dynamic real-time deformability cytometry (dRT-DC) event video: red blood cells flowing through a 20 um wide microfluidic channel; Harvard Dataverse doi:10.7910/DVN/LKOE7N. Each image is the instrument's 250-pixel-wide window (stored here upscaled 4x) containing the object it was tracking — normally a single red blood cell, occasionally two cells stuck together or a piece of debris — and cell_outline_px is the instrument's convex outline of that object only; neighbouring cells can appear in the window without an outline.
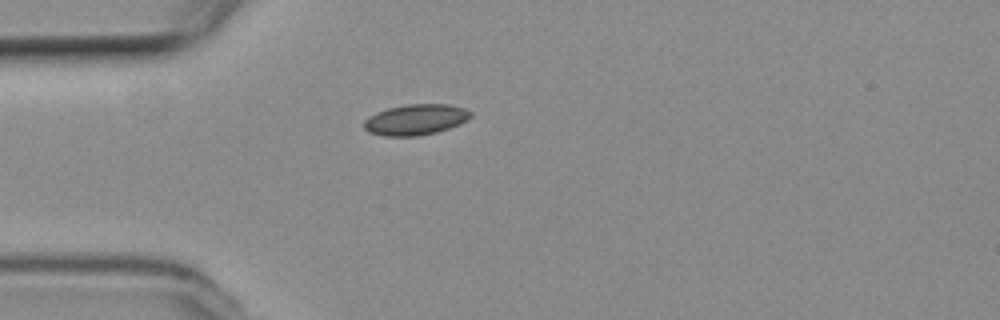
{"species": "common noctule bat (a hibernating species)", "species_latin": "Nyctalus noctula", "temperature_condition": "room temperature", "stored_images_in_passage": 37, "camera_frame_rate_fps": 3000, "um_per_image_px": 0.085, "animal": {"sex": "female", "body_mass_g": 19.3, "forearm_length_mm": 54.1}, "frame": {"image": 1, "passage_image": 1, "time_ms": 0.0, "image_size_px": [1000, 320], "cell_outline_px": [[472, 116], [468, 120], [460, 124], [436, 132], [416, 136], [384, 136], [368, 132], [364, 128], [364, 120], [368, 116], [376, 112], [388, 108], [408, 104], [448, 104], [464, 108], [472, 112]], "centroid_in_image_um": [35.33, 10.16], "position_along_channel_um": 49.7, "area_um2": 19.19}}
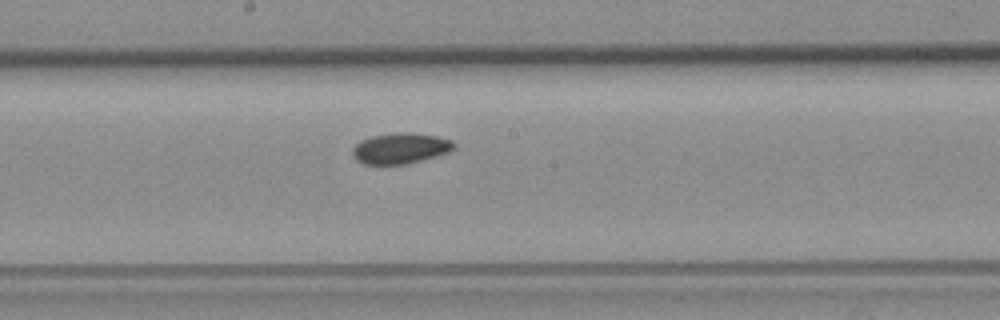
{"frame": {"image": 2, "passage_image": 15, "time_ms": 4.667, "image_size_px": [1000, 320], "cell_outline_px": [[456, 148], [448, 152], [436, 156], [404, 164], [364, 164], [356, 160], [352, 156], [352, 148], [360, 140], [372, 136], [396, 132], [412, 132], [436, 136], [452, 140], [456, 144]], "centroid_in_image_um": [34.03, 12.59], "position_along_channel_um": 214.2, "area_um2": 18.26}}
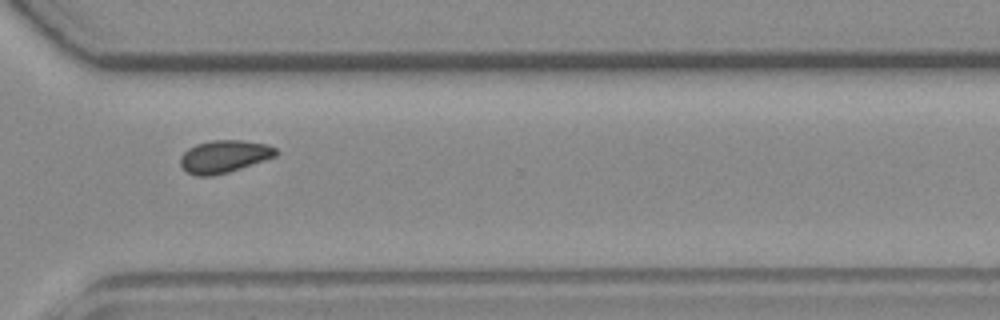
{"frame": {"image": 3, "passage_image": 26, "time_ms": 8.333, "image_size_px": [1000, 320], "cell_outline_px": [[276, 156], [228, 172], [212, 176], [196, 176], [188, 172], [180, 164], [180, 156], [188, 148], [196, 144], [212, 140], [244, 140], [264, 144], [276, 148]], "centroid_in_image_um": [19.02, 13.29], "position_along_channel_um": 351.6, "area_um2": 17.92}, "authors_computed_cell_mechanics": {"area_um2": 17.8024, "velocity_mm_per_s": 3.7483, "shape_relaxation_time_tau1_ms": 7.9987, "shape_relaxation_time_tau2_ms": 5.2097, "deformation_change_tau1": 0.0797, "deformation_change_tau2": 0.0587}}